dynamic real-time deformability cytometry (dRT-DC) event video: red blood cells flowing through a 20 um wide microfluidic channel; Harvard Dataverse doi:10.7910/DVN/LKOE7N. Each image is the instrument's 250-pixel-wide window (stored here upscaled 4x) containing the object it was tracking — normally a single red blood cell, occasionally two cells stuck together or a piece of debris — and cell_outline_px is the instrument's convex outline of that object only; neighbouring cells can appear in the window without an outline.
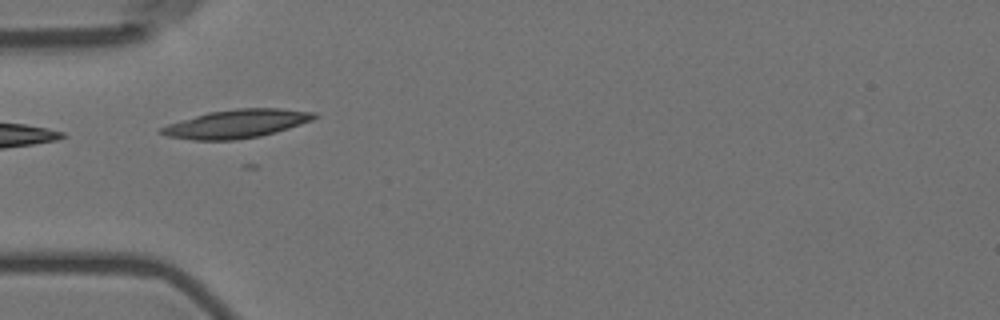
{"species": "Egyptian fruit bat (a non-hibernating species)", "species_latin": "Rousettus aegyptiacus", "temperature_condition": "room temperature", "stored_images_in_passage": 1, "camera_frame_rate_fps": 3000, "um_per_image_px": 0.085, "animal": {"sex": "female"}, "frame": {"image": 1, "passage_image": 1, "time_ms": 0.0, "image_size_px": [1000, 320], "cell_outline_px": [[320, 116], [312, 120], [276, 132], [260, 136], [236, 140], [192, 140], [168, 136], [156, 132], [160, 128], [168, 124], [208, 112], [236, 108], [280, 108], [316, 112]], "centroid_in_image_um": [20.12, 10.52], "position_along_channel_um": 64.9, "area_um2": 25.43}}